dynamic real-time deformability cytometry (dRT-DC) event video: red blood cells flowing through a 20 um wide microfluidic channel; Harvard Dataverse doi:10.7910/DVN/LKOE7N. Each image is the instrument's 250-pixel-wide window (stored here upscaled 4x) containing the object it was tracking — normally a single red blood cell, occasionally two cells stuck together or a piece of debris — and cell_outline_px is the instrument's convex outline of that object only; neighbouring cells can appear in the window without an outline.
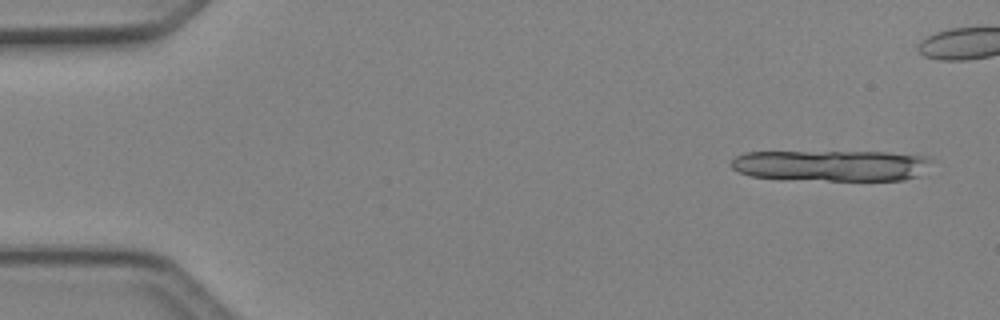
{"species": "Egyptian fruit bat (a non-hibernating species)", "species_latin": "Rousettus aegyptiacus", "temperature_condition": "cold", "stored_images_in_passage": 13, "camera_frame_rate_fps": 3000, "um_per_image_px": 0.085, "animal": {"sex": "female"}, "frame": {"image": 1, "passage_image": 3, "time_ms": 0.667, "image_size_px": [1000, 320], "cell_outline_px": [[932, 160], [916, 176], [904, 180], [784, 180], [752, 176], [740, 172], [732, 168], [728, 164], [736, 156], [744, 152], [888, 152], [928, 156]], "centroid_in_image_um": [70.58, 14.07], "position_along_channel_um": 14.4, "area_um2": 36.41}}